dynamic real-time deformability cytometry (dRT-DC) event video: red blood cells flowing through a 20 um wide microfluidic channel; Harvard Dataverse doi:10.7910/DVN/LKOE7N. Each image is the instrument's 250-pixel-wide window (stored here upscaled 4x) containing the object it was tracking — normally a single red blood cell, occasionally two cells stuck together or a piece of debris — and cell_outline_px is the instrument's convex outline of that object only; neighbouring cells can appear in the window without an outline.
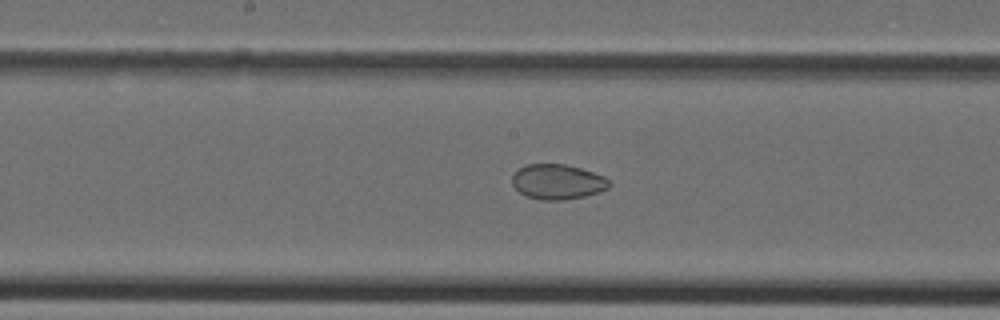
{"species": "Egyptian fruit bat (a non-hibernating species)", "species_latin": "Rousettus aegyptiacus", "temperature_condition": "cold", "stored_images_in_passage": 34, "segment_of_instrument_passage": [2, 2], "camera_frame_rate_fps": 3000, "um_per_image_px": 0.085, "animal": {"sex": "female"}, "frame": {"image": 1, "passage_image": 15, "time_ms": 4.667, "image_size_px": [1000, 320], "cell_outline_px": [[612, 184], [608, 188], [600, 192], [584, 196], [560, 200], [540, 200], [524, 196], [512, 184], [512, 176], [520, 168], [528, 164], [564, 164], [580, 168], [604, 176]], "centroid_in_image_um": [47.39, 15.46], "position_along_channel_um": 200.8, "area_um2": 19.77}}
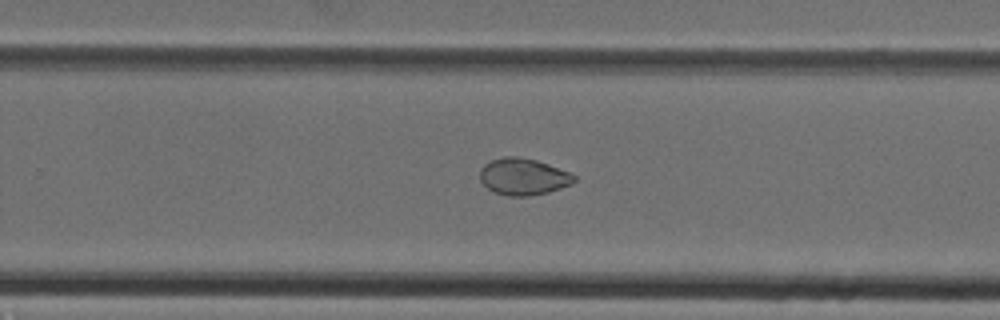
{"frame": {"image": 2, "passage_image": 20, "time_ms": 6.333, "image_size_px": [1000, 320], "cell_outline_px": [[576, 180], [572, 184], [548, 192], [528, 196], [508, 196], [496, 192], [488, 188], [480, 180], [480, 168], [484, 164], [492, 160], [504, 156], [516, 156], [536, 160], [548, 164], [568, 172], [576, 176]], "centroid_in_image_um": [44.47, 15.01], "position_along_channel_um": 285.3, "area_um2": 20.06}}
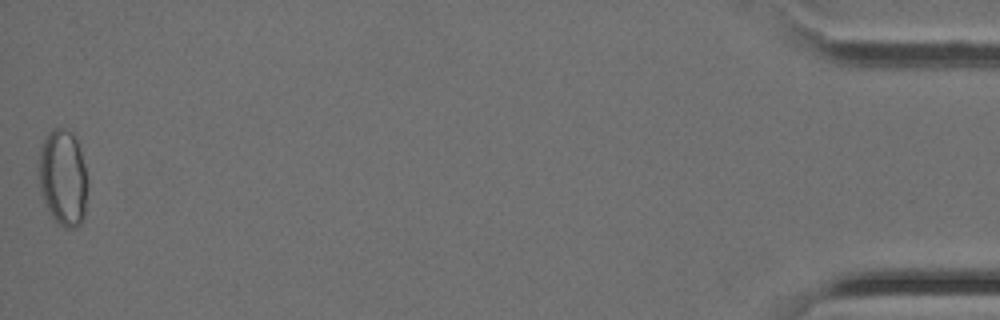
{"frame": {"image": 3, "passage_image": 34, "time_ms": 11.0, "image_size_px": [1000, 320], "cell_outline_px": [[88, 188], [84, 216], [80, 224], [76, 228], [64, 228], [56, 224], [40, 192], [40, 148], [48, 132], [52, 128], [64, 128], [72, 132], [76, 140], [80, 152], [88, 180]], "centroid_in_image_um": [5.38, 15.14], "position_along_channel_um": 429.8, "area_um2": 27.4}}